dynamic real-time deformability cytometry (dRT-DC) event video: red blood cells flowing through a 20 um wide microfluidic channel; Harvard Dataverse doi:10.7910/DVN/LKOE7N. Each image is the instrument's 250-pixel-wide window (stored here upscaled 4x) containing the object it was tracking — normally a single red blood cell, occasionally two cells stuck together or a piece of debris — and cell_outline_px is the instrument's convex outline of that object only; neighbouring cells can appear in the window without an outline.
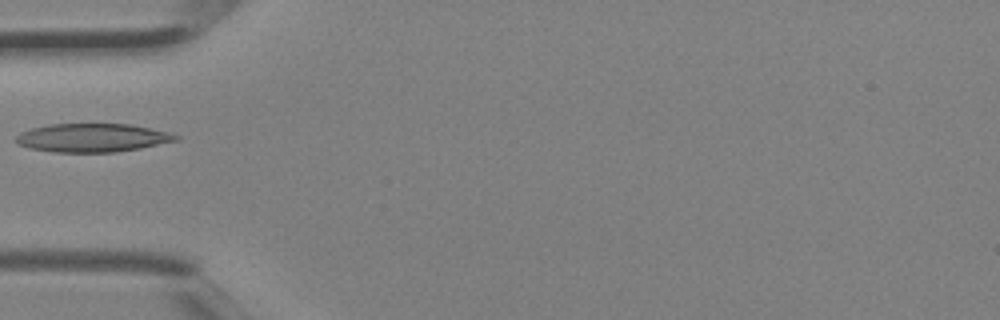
{"species": "Egyptian fruit bat (a non-hibernating species)", "species_latin": "Rousettus aegyptiacus", "temperature_condition": "room temperature", "stored_images_in_passage": 2, "camera_frame_rate_fps": 3000, "um_per_image_px": 0.085, "animal": {"sex": "female"}, "frame": {"image": 1, "passage_image": 2, "time_ms": 0.333, "image_size_px": [1000, 320], "cell_outline_px": [[180, 140], [140, 148], [116, 152], [52, 152], [32, 148], [16, 144], [16, 136], [20, 132], [32, 128], [48, 124], [132, 124], [168, 132], [180, 136]], "centroid_in_image_um": [7.87, 11.71], "position_along_channel_um": 77.1, "area_um2": 26.59}}